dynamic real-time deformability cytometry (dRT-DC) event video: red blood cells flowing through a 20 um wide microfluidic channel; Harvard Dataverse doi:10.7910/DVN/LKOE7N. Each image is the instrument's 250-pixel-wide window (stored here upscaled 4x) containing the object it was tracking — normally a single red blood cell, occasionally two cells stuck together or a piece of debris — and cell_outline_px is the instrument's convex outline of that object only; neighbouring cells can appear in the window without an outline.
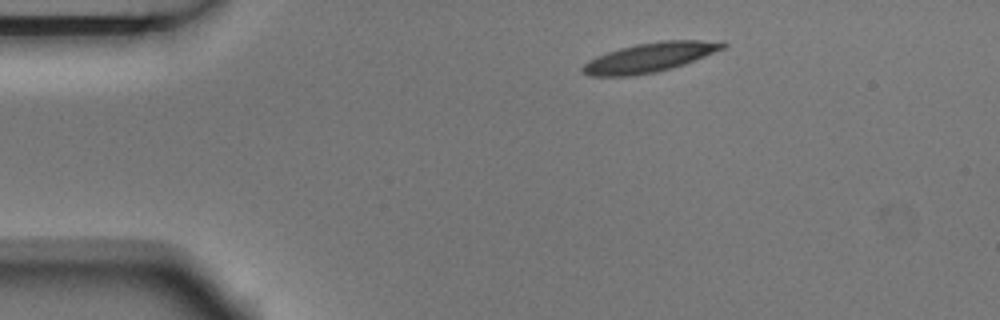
{"species": "Egyptian fruit bat (a non-hibernating species)", "species_latin": "Rousettus aegyptiacus", "temperature_condition": "room temperature", "stored_images_in_passage": 2, "camera_frame_rate_fps": 3000, "um_per_image_px": 0.085, "animal": {"sex": "male"}, "frame": {"image": 1, "passage_image": 1, "time_ms": 0.0, "image_size_px": [1000, 320], "cell_outline_px": [[728, 44], [724, 48], [684, 64], [672, 68], [656, 72], [632, 76], [588, 76], [580, 72], [580, 68], [588, 60], [596, 56], [620, 48], [636, 44], [660, 40], [724, 40]], "centroid_in_image_um": [55.22, 4.87], "position_along_channel_um": 29.8, "area_um2": 24.22}}